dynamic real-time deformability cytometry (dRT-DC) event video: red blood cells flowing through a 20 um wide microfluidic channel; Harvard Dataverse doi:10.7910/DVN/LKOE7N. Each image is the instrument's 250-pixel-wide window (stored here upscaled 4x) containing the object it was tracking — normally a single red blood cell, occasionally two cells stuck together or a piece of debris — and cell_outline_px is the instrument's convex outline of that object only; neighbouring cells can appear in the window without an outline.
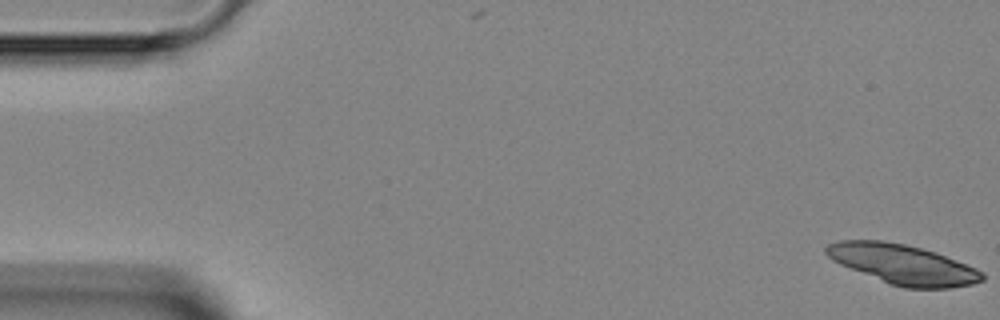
{"species": "Egyptian fruit bat (a non-hibernating species)", "species_latin": "Rousettus aegyptiacus", "temperature_condition": "room temperature", "stored_images_in_passage": 6, "camera_frame_rate_fps": 3000, "um_per_image_px": 0.085, "animal": {"sex": "female"}, "frame": {"image": 1, "passage_image": 1, "time_ms": 0.0, "image_size_px": [1000, 320], "cell_outline_px": [[984, 280], [972, 284], [952, 288], [904, 288], [888, 284], [840, 264], [832, 260], [824, 252], [824, 248], [828, 244], [840, 240], [884, 240], [904, 244], [936, 252], [976, 268], [984, 272]], "centroid_in_image_um": [76.74, 22.47], "position_along_channel_um": 8.3, "area_um2": 36.24}}
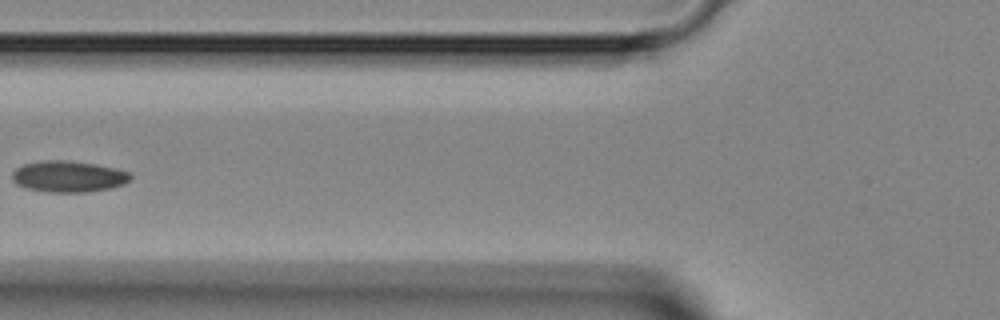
{"frame": {"image": 2, "passage_image": 6, "time_ms": 6.0, "image_size_px": [1000, 320], "cell_outline_px": [[132, 180], [124, 184], [112, 188], [88, 192], [48, 192], [28, 188], [16, 184], [12, 180], [12, 172], [16, 168], [24, 164], [40, 160], [64, 160], [96, 164], [116, 168], [128, 172], [132, 176]], "centroid_in_image_um": [5.83, 15.0], "position_along_channel_um": 120.0, "area_um2": 21.73}}